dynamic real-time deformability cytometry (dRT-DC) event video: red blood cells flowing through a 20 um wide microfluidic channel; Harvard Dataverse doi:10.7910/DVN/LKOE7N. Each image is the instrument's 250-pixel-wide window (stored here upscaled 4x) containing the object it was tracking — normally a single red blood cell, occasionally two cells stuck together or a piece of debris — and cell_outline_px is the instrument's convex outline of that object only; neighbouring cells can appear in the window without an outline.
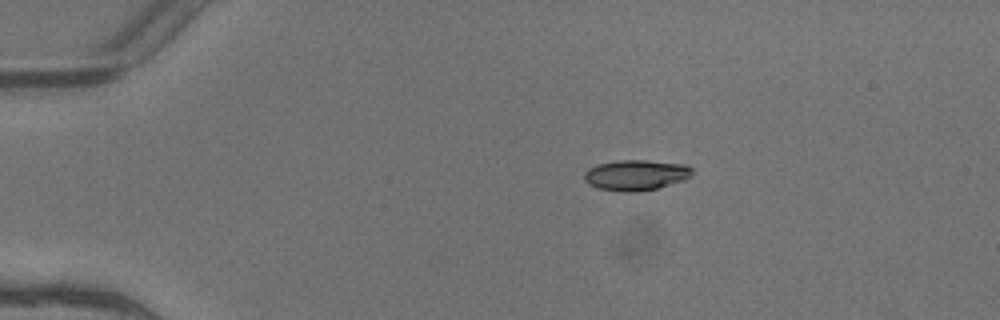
{"species": "common noctule bat (a hibernating species)", "species_latin": "Nyctalus noctula", "temperature_condition": "warm", "stored_images_in_passage": 3, "camera_frame_rate_fps": 3000, "um_per_image_px": 0.085, "animal": {"sex": "female"}, "frame": {"image": 1, "passage_image": 1, "time_ms": 0.0, "image_size_px": [1000, 320], "cell_outline_px": [[692, 176], [684, 180], [656, 188], [640, 192], [620, 192], [600, 188], [588, 184], [584, 180], [584, 172], [588, 168], [600, 164], [620, 160], [644, 160], [684, 164], [692, 168]], "centroid_in_image_um": [54.05, 14.89], "position_along_channel_um": 31.0, "area_um2": 19.19}}